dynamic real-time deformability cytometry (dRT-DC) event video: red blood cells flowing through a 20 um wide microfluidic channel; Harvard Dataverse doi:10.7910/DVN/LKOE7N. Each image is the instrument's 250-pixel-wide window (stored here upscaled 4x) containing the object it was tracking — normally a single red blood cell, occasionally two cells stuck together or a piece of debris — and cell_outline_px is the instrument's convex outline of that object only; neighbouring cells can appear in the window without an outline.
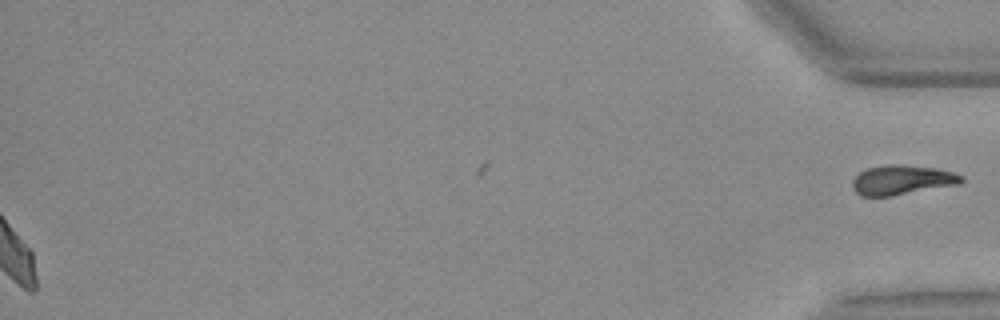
{"species": "Egyptian fruit bat (a non-hibernating species)", "species_latin": "Rousettus aegyptiacus", "temperature_condition": "warm", "stored_images_in_passage": 51, "segment_of_instrument_passage": [2, 2], "camera_frame_rate_fps": 3000, "um_per_image_px": 0.085, "animal": {"sex": "female"}, "frame": {"image": 1, "passage_image": 51, "time_ms": 16.667, "image_size_px": [1000, 320], "cell_outline_px": [[964, 180], [960, 184], [892, 196], [860, 196], [852, 188], [852, 180], [860, 172], [868, 168], [888, 164], [904, 164], [936, 168], [952, 172], [964, 176]], "centroid_in_image_um": [76.68, 15.29], "position_along_channel_um": 358.5, "area_um2": 18.96}}